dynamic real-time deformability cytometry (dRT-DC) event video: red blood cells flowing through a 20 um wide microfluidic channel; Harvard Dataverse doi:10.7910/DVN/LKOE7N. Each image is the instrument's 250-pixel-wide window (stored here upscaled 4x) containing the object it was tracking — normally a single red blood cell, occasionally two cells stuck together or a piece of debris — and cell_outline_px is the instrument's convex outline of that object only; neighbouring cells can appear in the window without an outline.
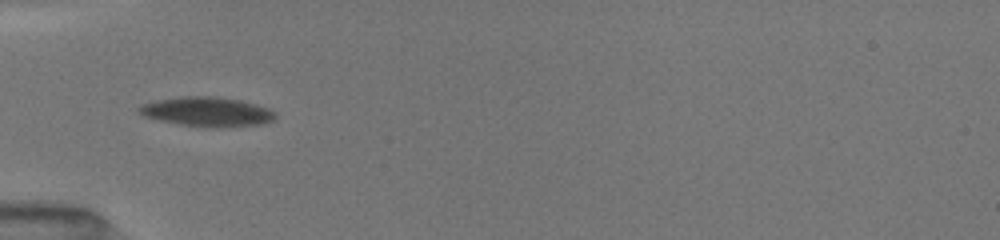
{"species": "common noctule bat (a hibernating species)", "species_latin": "Nyctalus noctula", "temperature_condition": "room temperature", "stored_images_in_passage": 18, "camera_frame_rate_fps": 3000, "um_per_image_px": 0.085, "animal": {"sex": "female", "body_mass_g": 19.5, "forearm_length_mm": 54.1}, "frame": {"image": 1, "passage_image": 1, "time_ms": 0.0, "image_size_px": [1000, 240], "cell_outline_px": [[276, 116], [272, 120], [260, 124], [212, 128], [180, 124], [160, 120], [144, 116], [136, 108], [140, 104], [180, 96], [212, 96], [240, 100], [268, 108]], "centroid_in_image_um": [17.56, 9.49], "position_along_channel_um": 67.4, "area_um2": 23.06}}
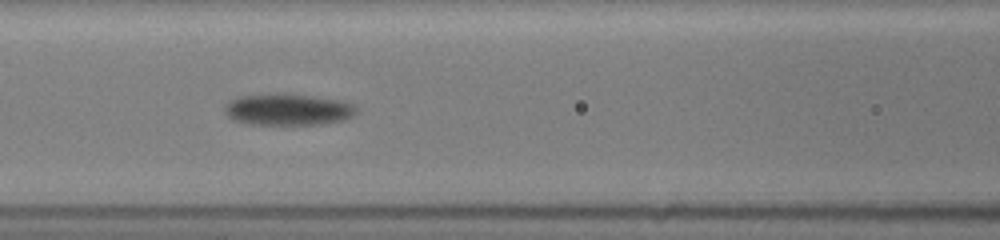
{"frame": {"image": 2, "passage_image": 10, "time_ms": 2.0, "image_size_px": [1000, 240], "cell_outline_px": [[356, 112], [352, 116], [344, 120], [320, 124], [252, 124], [232, 120], [224, 112], [224, 108], [228, 100], [240, 96], [312, 96], [344, 100], [352, 104], [356, 108]], "centroid_in_image_um": [24.49, 9.34], "position_along_channel_um": 142.1, "area_um2": 23.47}}
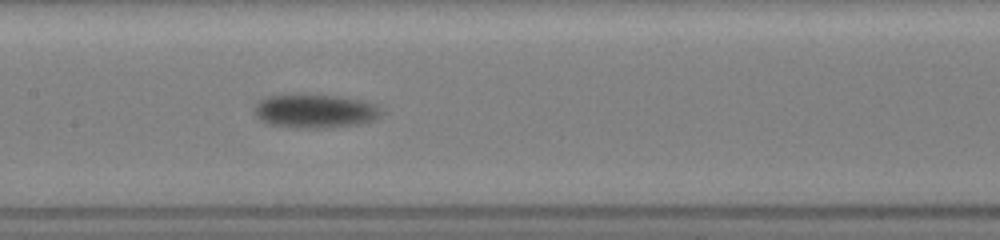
{"frame": {"image": 3, "passage_image": 14, "time_ms": 3.0, "image_size_px": [1000, 240], "cell_outline_px": [[380, 112], [372, 120], [356, 124], [324, 128], [300, 128], [268, 124], [260, 120], [256, 116], [252, 108], [260, 100], [272, 96], [336, 96], [364, 100], [376, 104], [380, 108]], "centroid_in_image_um": [26.74, 9.46], "position_along_channel_um": 180.7, "area_um2": 24.33}}